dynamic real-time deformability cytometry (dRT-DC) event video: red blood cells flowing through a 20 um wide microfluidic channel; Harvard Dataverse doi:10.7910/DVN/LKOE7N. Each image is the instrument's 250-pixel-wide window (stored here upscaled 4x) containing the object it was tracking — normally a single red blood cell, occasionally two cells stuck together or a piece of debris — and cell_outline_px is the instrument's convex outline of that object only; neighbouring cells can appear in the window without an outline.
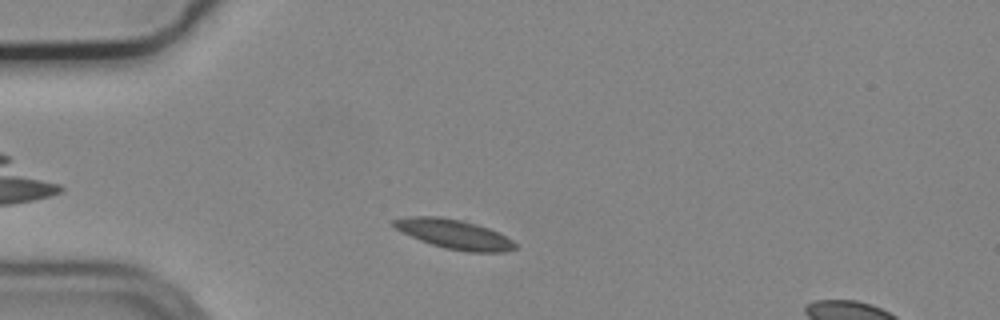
{"species": "common noctule bat (a hibernating species)", "species_latin": "Nyctalus noctula", "temperature_condition": "cold", "stored_images_in_passage": 47, "camera_frame_rate_fps": 3000, "um_per_image_px": 0.085, "animal": {"sex": "male", "body_mass_g": 19.2, "forearm_length_mm": 51.8}, "frame": {"image": 1, "passage_image": 5, "time_ms": 1.333, "image_size_px": [1000, 320], "cell_outline_px": [[516, 248], [504, 252], [468, 252], [444, 248], [420, 240], [396, 228], [392, 224], [392, 220], [408, 216], [440, 216], [464, 220], [500, 232], [512, 240], [516, 244]], "centroid_in_image_um": [38.64, 19.89], "position_along_channel_um": 46.4, "area_um2": 20.81}}
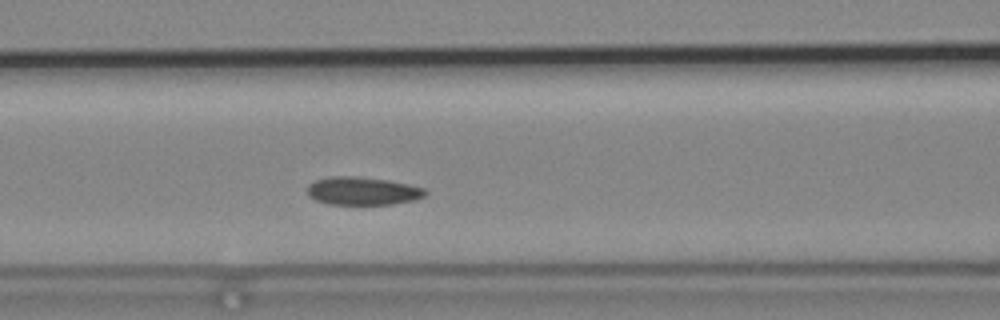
{"frame": {"image": 2, "passage_image": 14, "time_ms": 4.333, "image_size_px": [1000, 320], "cell_outline_px": [[428, 192], [424, 196], [412, 200], [392, 204], [328, 204], [316, 200], [308, 196], [308, 184], [312, 180], [328, 176], [356, 176], [388, 180], [408, 184], [424, 188]], "centroid_in_image_um": [30.77, 16.22], "position_along_channel_um": 135.8, "area_um2": 19.36}}
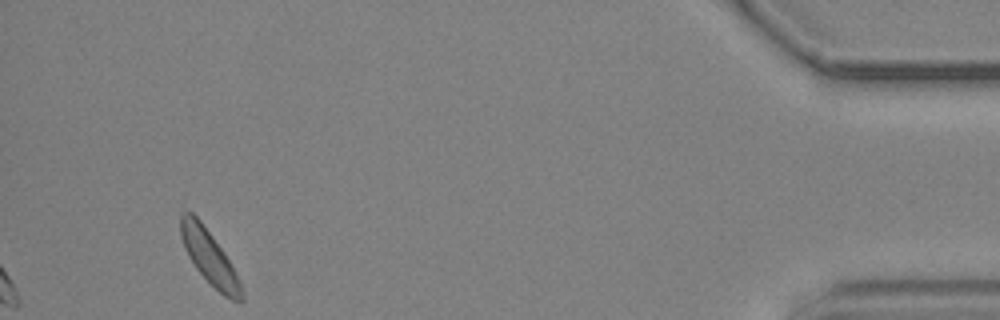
{"frame": {"image": 3, "passage_image": 43, "time_ms": 14.0, "image_size_px": [1000, 320], "cell_outline_px": [[244, 300], [240, 304], [224, 296], [196, 268], [188, 256], [184, 248], [180, 236], [180, 216], [184, 212], [192, 212], [200, 220], [224, 252], [232, 264], [240, 280], [244, 296]], "centroid_in_image_um": [17.82, 21.89], "position_along_channel_um": 417.4, "area_um2": 19.07}, "authors_computed_cell_mechanics": {"area_um2": 19.5942, "velocity_mm_per_s": 3.6558, "shape_relaxation_time_tau1_ms": 2.3406, "shape_relaxation_time_tau2_ms": 8.9409, "deformation_change_tau1": 0.0624, "deformation_change_tau2": 0.1423}}